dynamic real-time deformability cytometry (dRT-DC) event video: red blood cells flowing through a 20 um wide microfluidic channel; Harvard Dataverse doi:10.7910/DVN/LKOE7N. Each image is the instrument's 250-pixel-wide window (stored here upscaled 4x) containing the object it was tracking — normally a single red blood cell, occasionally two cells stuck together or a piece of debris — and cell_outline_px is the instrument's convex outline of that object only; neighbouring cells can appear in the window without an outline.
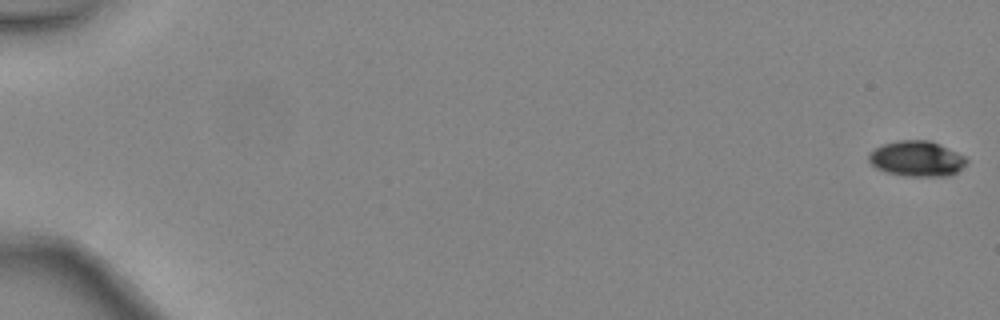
{"species": "common noctule bat (a hibernating species)", "species_latin": "Nyctalus noctula", "temperature_condition": "warm", "stored_images_in_passage": 48, "camera_frame_rate_fps": 3000, "um_per_image_px": 0.085, "animal": {"sex": "female", "body_mass_g": 24.6, "forearm_length_mm": 56.2}, "frame": {"image": 1, "passage_image": 1, "time_ms": 0.0, "image_size_px": [1000, 320], "cell_outline_px": [[968, 160], [956, 172], [948, 176], [904, 176], [888, 172], [876, 168], [868, 160], [868, 152], [880, 144], [896, 140], [928, 140], [940, 144], [964, 156]], "centroid_in_image_um": [77.87, 13.47], "position_along_channel_um": 7.1, "area_um2": 20.23}}
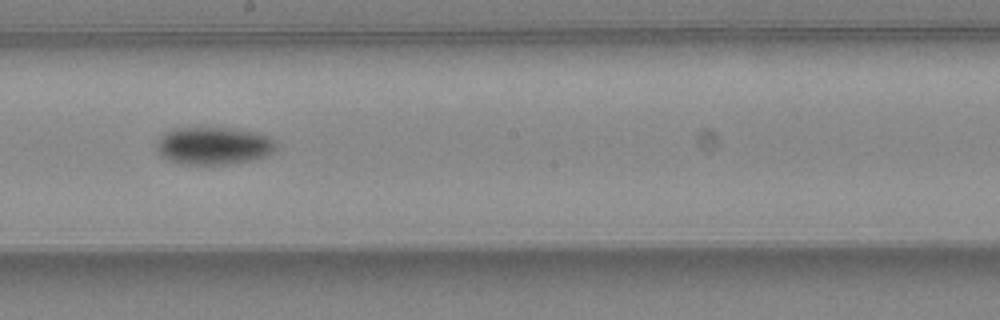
{"frame": {"image": 2, "passage_image": 29, "time_ms": 9.333, "image_size_px": [1000, 320], "cell_outline_px": [[276, 148], [272, 152], [264, 156], [252, 160], [228, 164], [184, 164], [168, 160], [160, 156], [156, 148], [156, 144], [160, 136], [176, 128], [228, 128], [256, 132], [276, 140]], "centroid_in_image_um": [18.15, 12.39], "position_along_channel_um": 230.1, "area_um2": 26.07}}
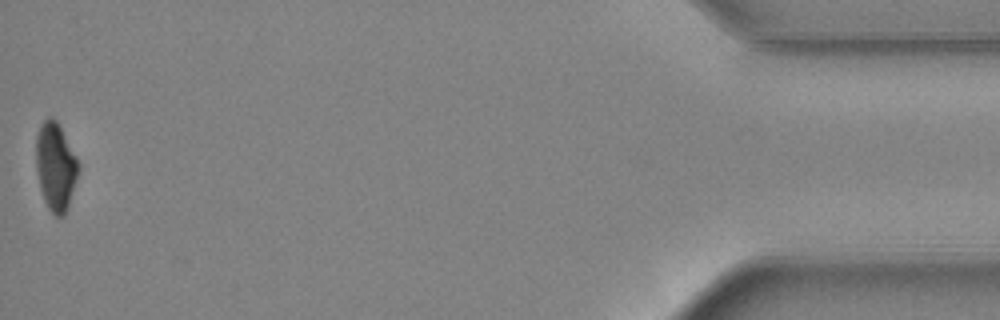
{"frame": {"image": 3, "passage_image": 48, "time_ms": 15.667, "image_size_px": [1000, 320], "cell_outline_px": [[80, 168], [68, 208], [64, 216], [56, 216], [48, 208], [44, 200], [40, 188], [36, 168], [36, 136], [40, 124], [48, 116], [52, 116], [56, 120], [76, 156], [80, 164]], "centroid_in_image_um": [4.72, 14.15], "position_along_channel_um": 430.5, "area_um2": 21.79}, "authors_computed_cell_mechanics": {"area_um2": 22.9466, "velocity_mm_per_s": 4.5079, "shape_relaxation_time_tau1_ms": 1.7709, "shape_relaxation_time_tau2_ms": null, "deformation_change_tau1": 0.1204, "deformation_change_tau2": null}}